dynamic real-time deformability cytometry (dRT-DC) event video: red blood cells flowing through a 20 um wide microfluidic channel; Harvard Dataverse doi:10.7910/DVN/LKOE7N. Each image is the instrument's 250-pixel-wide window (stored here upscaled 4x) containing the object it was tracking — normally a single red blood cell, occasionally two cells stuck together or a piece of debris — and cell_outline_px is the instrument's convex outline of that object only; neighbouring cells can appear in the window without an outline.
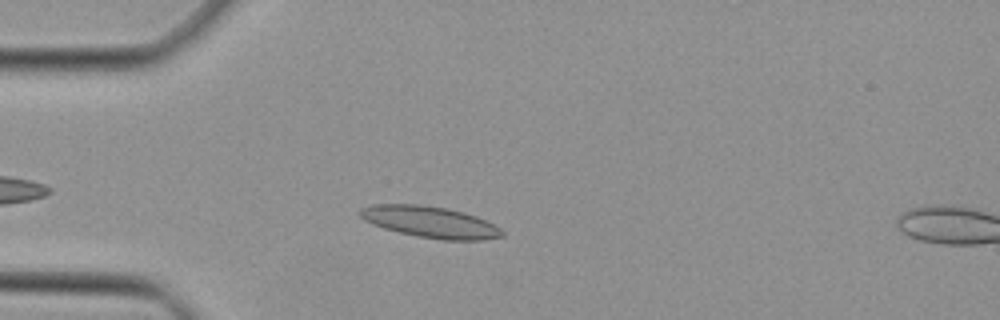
{"species": "Egyptian fruit bat (a non-hibernating species)", "species_latin": "Rousettus aegyptiacus", "temperature_condition": "cold", "stored_images_in_passage": 8, "camera_frame_rate_fps": 3000, "um_per_image_px": 0.085, "animal": {"sex": "female"}, "frame": {"image": 1, "passage_image": 6, "time_ms": 1.667, "image_size_px": [1000, 320], "cell_outline_px": [[504, 236], [484, 240], [440, 240], [416, 236], [384, 228], [372, 224], [364, 220], [360, 216], [360, 208], [372, 204], [420, 204], [444, 208], [476, 216], [500, 228], [504, 232]], "centroid_in_image_um": [36.55, 18.88], "position_along_channel_um": 48.5, "area_um2": 25.84}}